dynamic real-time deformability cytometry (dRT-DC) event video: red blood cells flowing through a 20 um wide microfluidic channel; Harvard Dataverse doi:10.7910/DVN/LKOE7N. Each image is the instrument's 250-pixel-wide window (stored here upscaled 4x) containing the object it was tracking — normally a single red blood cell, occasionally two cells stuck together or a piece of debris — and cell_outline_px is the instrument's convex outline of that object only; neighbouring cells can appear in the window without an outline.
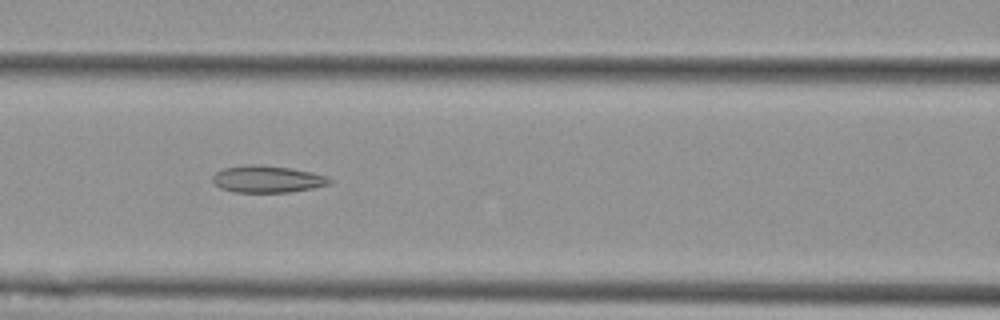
{"species": "Egyptian fruit bat (a non-hibernating species)", "species_latin": "Rousettus aegyptiacus", "temperature_condition": "cold", "stored_images_in_passage": 7, "camera_frame_rate_fps": 3000, "um_per_image_px": 0.085, "animal": {"sex": "female"}, "frame": {"image": 1, "passage_image": 5, "time_ms": 4.667, "image_size_px": [1000, 320], "cell_outline_px": [[332, 180], [328, 184], [312, 188], [288, 192], [236, 192], [220, 188], [212, 180], [212, 176], [216, 172], [224, 168], [244, 164], [260, 164], [288, 168], [312, 172], [328, 176]], "centroid_in_image_um": [22.7, 15.21], "position_along_channel_um": 143.9, "area_um2": 18.32}}